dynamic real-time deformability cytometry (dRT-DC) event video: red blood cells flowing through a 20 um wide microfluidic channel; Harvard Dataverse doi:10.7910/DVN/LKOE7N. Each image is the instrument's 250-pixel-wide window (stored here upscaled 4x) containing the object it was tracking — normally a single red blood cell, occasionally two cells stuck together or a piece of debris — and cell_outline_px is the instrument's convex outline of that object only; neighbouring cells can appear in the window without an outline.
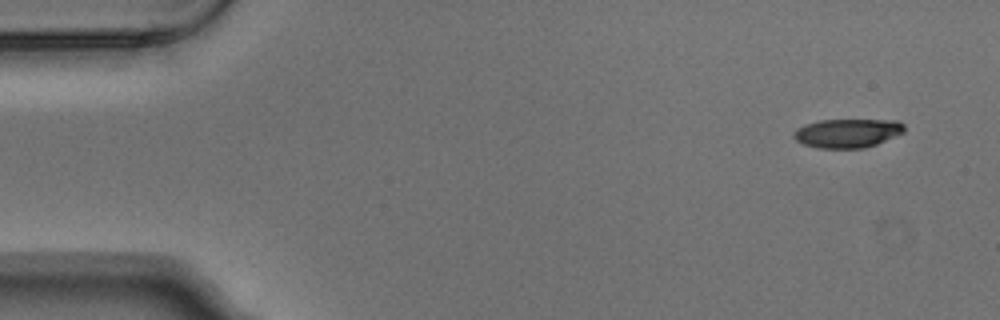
{"species": "Egyptian fruit bat (a non-hibernating species)", "species_latin": "Rousettus aegyptiacus", "temperature_condition": "warm", "stored_images_in_passage": 6, "camera_frame_rate_fps": 3000, "um_per_image_px": 0.085, "animal": {"sex": "male"}, "frame": {"image": 1, "passage_image": 1, "time_ms": 0.0, "image_size_px": [1000, 320], "cell_outline_px": [[904, 132], [876, 144], [864, 148], [816, 148], [804, 144], [796, 140], [792, 136], [792, 132], [796, 128], [804, 124], [820, 120], [900, 120], [904, 124]], "centroid_in_image_um": [72.0, 11.31], "position_along_channel_um": 13.0, "area_um2": 18.73}}
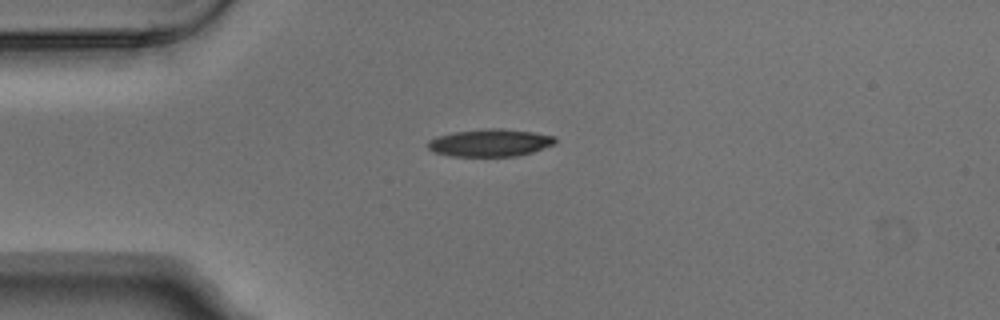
{"frame": {"image": 2, "passage_image": 4, "time_ms": 1.0, "image_size_px": [1000, 320], "cell_outline_px": [[556, 140], [552, 144], [532, 152], [516, 156], [448, 156], [432, 152], [428, 148], [428, 140], [436, 136], [452, 132], [484, 128], [500, 128], [532, 132], [556, 136]], "centroid_in_image_um": [41.59, 12.13], "position_along_channel_um": 43.4, "area_um2": 20.46}}
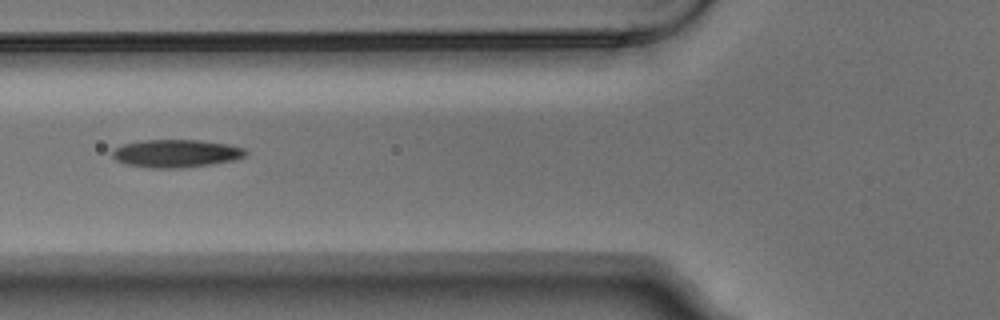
{"frame": {"image": 3, "passage_image": 6, "time_ms": 1.667, "image_size_px": [1000, 320], "cell_outline_px": [[248, 152], [244, 156], [236, 160], [212, 164], [180, 168], [152, 168], [124, 164], [116, 160], [112, 156], [112, 152], [116, 148], [124, 144], [144, 140], [200, 140], [228, 144], [244, 148]], "centroid_in_image_um": [14.99, 13.05], "position_along_channel_um": 110.8, "area_um2": 21.68}}